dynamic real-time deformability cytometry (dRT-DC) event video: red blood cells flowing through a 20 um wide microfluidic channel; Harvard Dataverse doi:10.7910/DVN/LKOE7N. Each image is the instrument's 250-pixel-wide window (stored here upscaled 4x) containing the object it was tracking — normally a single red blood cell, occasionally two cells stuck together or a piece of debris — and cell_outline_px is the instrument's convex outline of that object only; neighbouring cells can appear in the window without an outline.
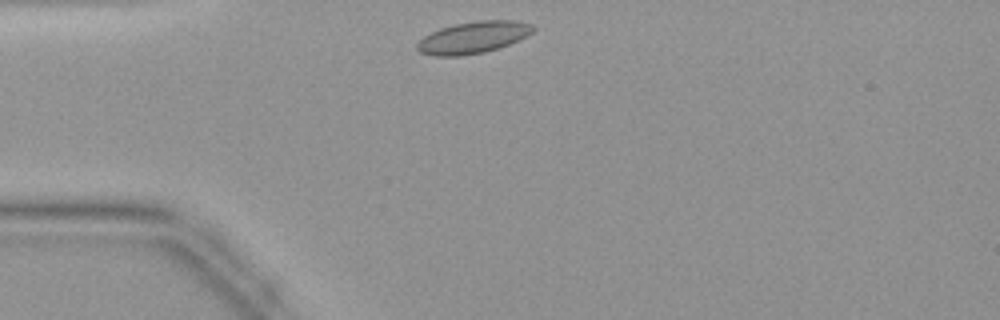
{"species": "common noctule bat (a hibernating species)", "species_latin": "Nyctalus noctula", "temperature_condition": "warm", "stored_images_in_passage": 27, "camera_frame_rate_fps": 3000, "um_per_image_px": 0.085, "animal": {"sex": "female", "body_mass_g": 19.9}, "frame": {"image": 1, "passage_image": 1, "time_ms": 0.0, "image_size_px": [1000, 320], "cell_outline_px": [[536, 28], [528, 36], [500, 48], [484, 52], [460, 56], [432, 56], [420, 52], [416, 48], [416, 44], [424, 36], [440, 28], [456, 24], [476, 20], [516, 20], [532, 24]], "centroid_in_image_um": [40.25, 3.18], "position_along_channel_um": 44.8, "area_um2": 21.68}}
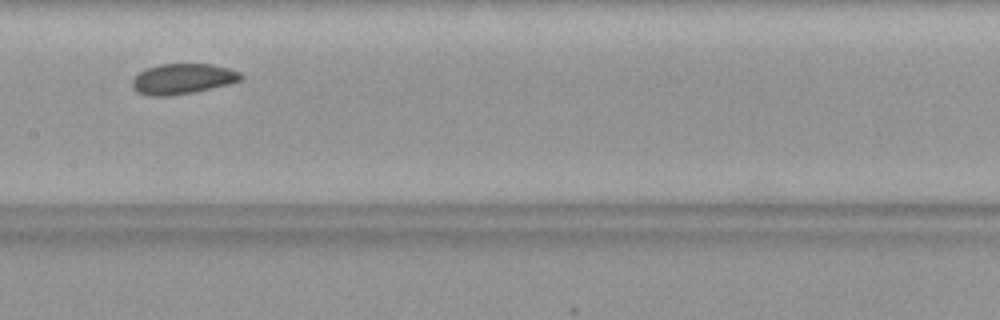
{"frame": {"image": 2, "passage_image": 12, "time_ms": 3.667, "image_size_px": [1000, 320], "cell_outline_px": [[244, 76], [240, 80], [228, 84], [192, 92], [168, 96], [148, 96], [136, 92], [132, 88], [132, 80], [144, 68], [160, 64], [212, 64], [228, 68], [240, 72]], "centroid_in_image_um": [15.49, 6.7], "position_along_channel_um": 191.9, "area_um2": 19.25}}
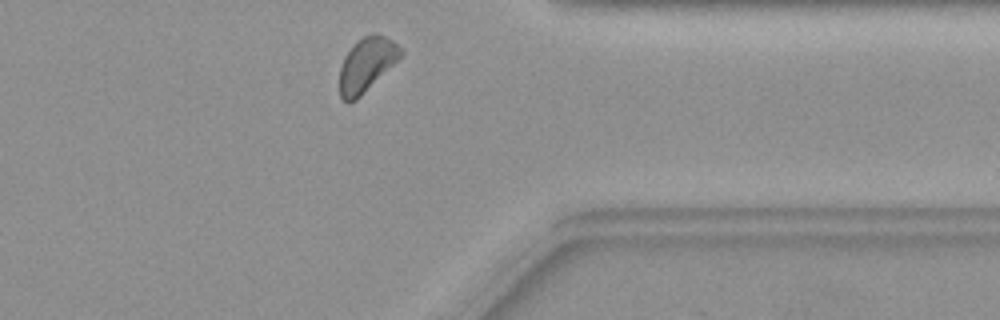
{"frame": {"image": 3, "passage_image": 25, "time_ms": 8.0, "image_size_px": [1000, 320], "cell_outline_px": [[404, 56], [356, 100], [348, 104], [340, 96], [340, 68], [344, 56], [364, 36], [384, 36], [392, 40], [404, 52]], "centroid_in_image_um": [31.19, 5.55], "position_along_channel_um": 380.2, "area_um2": 18.9}}